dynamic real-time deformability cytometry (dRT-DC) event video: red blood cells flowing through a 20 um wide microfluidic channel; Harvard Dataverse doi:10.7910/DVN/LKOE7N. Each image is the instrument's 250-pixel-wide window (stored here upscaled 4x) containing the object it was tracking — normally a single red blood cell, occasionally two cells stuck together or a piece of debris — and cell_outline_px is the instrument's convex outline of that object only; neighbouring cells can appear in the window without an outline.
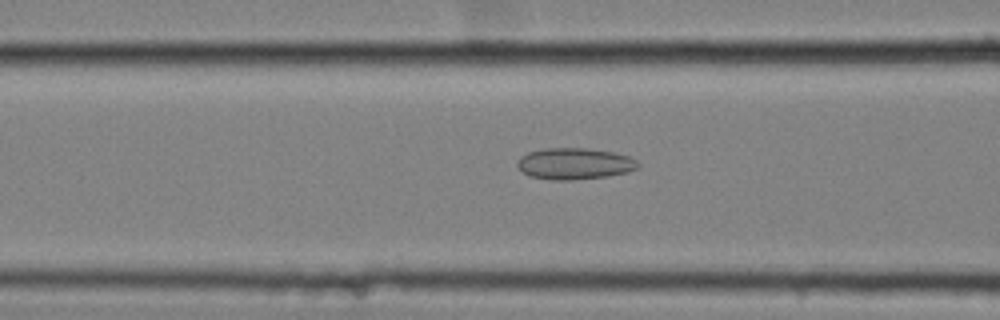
{"species": "common noctule bat (a hibernating species)", "species_latin": "Nyctalus noctula", "temperature_condition": "cold", "stored_images_in_passage": 49, "camera_frame_rate_fps": 3000, "um_per_image_px": 0.085, "animal": {"sex": "female", "body_mass_g": 25.1}, "frame": {"image": 1, "passage_image": 15, "time_ms": 4.667, "image_size_px": [1000, 320], "cell_outline_px": [[640, 164], [636, 168], [628, 172], [608, 176], [572, 180], [552, 180], [528, 176], [516, 164], [520, 156], [528, 152], [544, 148], [588, 148], [612, 152], [628, 156], [636, 160]], "centroid_in_image_um": [48.82, 13.91], "position_along_channel_um": 117.8, "area_um2": 22.14}}
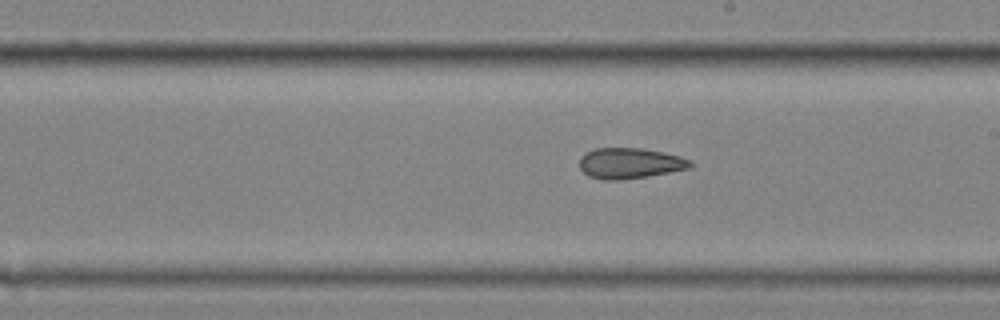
{"frame": {"image": 2, "passage_image": 25, "time_ms": 8.0, "image_size_px": [1000, 320], "cell_outline_px": [[692, 164], [688, 168], [648, 176], [620, 180], [604, 180], [588, 176], [580, 168], [580, 156], [584, 152], [596, 148], [640, 148], [680, 156], [692, 160]], "centroid_in_image_um": [53.49, 13.87], "position_along_channel_um": 235.5, "area_um2": 19.71}}
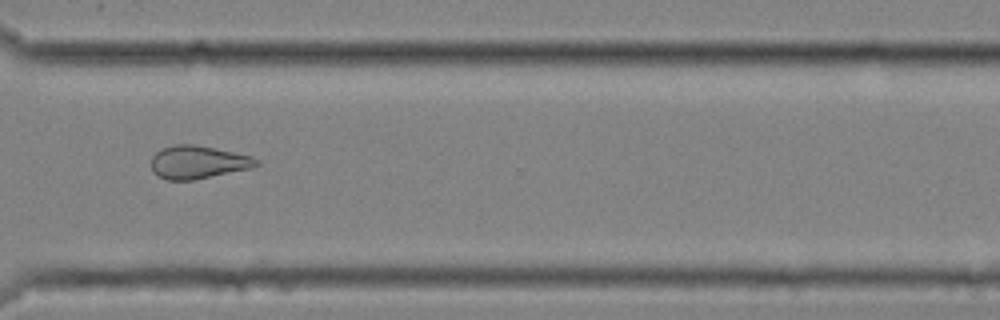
{"frame": {"image": 3, "passage_image": 35, "time_ms": 11.333, "image_size_px": [1000, 320], "cell_outline_px": [[260, 164], [252, 168], [192, 180], [168, 180], [152, 172], [152, 156], [156, 152], [164, 148], [176, 144], [192, 144], [252, 156], [260, 160]], "centroid_in_image_um": [16.85, 13.79], "position_along_channel_um": 353.8, "area_um2": 20.0}, "authors_computed_cell_mechanics": {"area_um2": 21.5016, "velocity_mm_per_s": 3.5361, "shape_relaxation_time_tau1_ms": null, "shape_relaxation_time_tau2_ms": 3.5172, "deformation_change_tau1": null, "deformation_change_tau2": 0.1017}}